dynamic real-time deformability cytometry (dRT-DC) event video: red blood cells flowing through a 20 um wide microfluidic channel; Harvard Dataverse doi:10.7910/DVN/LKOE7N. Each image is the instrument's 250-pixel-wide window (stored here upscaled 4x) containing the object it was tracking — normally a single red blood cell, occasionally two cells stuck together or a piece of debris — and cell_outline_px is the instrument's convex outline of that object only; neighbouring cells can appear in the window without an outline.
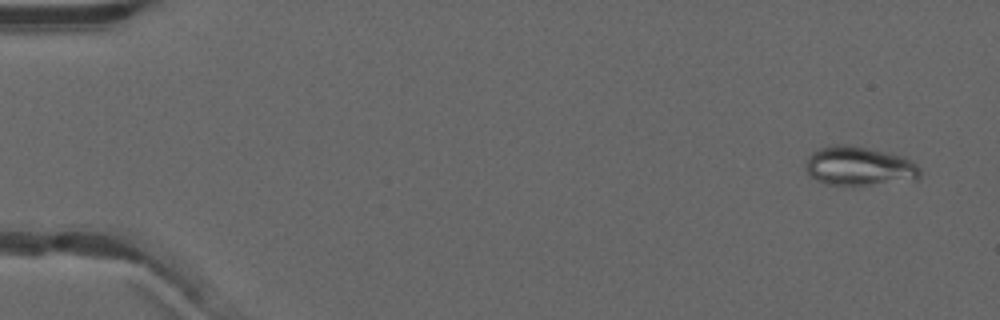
{"species": "common noctule bat (a hibernating species)", "species_latin": "Nyctalus noctula", "temperature_condition": "warm", "stored_images_in_passage": 15, "camera_frame_rate_fps": 3000, "um_per_image_px": 0.085, "animal": {"sex": "male", "forearm_length_mm": 52.5}, "frame": {"image": 1, "passage_image": 3, "time_ms": 0.667, "image_size_px": [1000, 320], "cell_outline_px": [[920, 176], [916, 180], [864, 184], [828, 184], [812, 176], [804, 168], [804, 164], [808, 156], [812, 152], [820, 148], [832, 144], [848, 144], [888, 152], [904, 156], [912, 160], [920, 168]], "centroid_in_image_um": [73.04, 14.08], "position_along_channel_um": 12.0, "area_um2": 25.89}}